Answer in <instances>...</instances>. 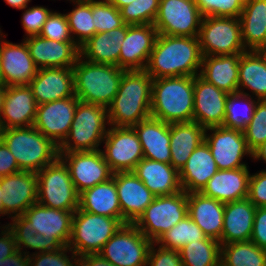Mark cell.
<instances>
[{"label":"cell","mask_w":266,"mask_h":266,"mask_svg":"<svg viewBox=\"0 0 266 266\" xmlns=\"http://www.w3.org/2000/svg\"><path fill=\"white\" fill-rule=\"evenodd\" d=\"M33 229L42 235L56 238L64 247L71 237L72 211L49 208L38 202L31 205L23 214Z\"/></svg>","instance_id":"25"},{"label":"cell","mask_w":266,"mask_h":266,"mask_svg":"<svg viewBox=\"0 0 266 266\" xmlns=\"http://www.w3.org/2000/svg\"><path fill=\"white\" fill-rule=\"evenodd\" d=\"M147 266H183V264L179 251L164 248L153 242L149 250Z\"/></svg>","instance_id":"51"},{"label":"cell","mask_w":266,"mask_h":266,"mask_svg":"<svg viewBox=\"0 0 266 266\" xmlns=\"http://www.w3.org/2000/svg\"><path fill=\"white\" fill-rule=\"evenodd\" d=\"M101 148L113 173L133 172L144 158L142 146L133 127L109 126Z\"/></svg>","instance_id":"13"},{"label":"cell","mask_w":266,"mask_h":266,"mask_svg":"<svg viewBox=\"0 0 266 266\" xmlns=\"http://www.w3.org/2000/svg\"><path fill=\"white\" fill-rule=\"evenodd\" d=\"M74 6L65 13L74 42L80 47L95 34L92 0H67Z\"/></svg>","instance_id":"41"},{"label":"cell","mask_w":266,"mask_h":266,"mask_svg":"<svg viewBox=\"0 0 266 266\" xmlns=\"http://www.w3.org/2000/svg\"><path fill=\"white\" fill-rule=\"evenodd\" d=\"M6 225L14 234L17 250L26 255L54 251L64 247L56 238L37 233L23 215L11 218V222ZM28 249H33L35 252L30 253Z\"/></svg>","instance_id":"38"},{"label":"cell","mask_w":266,"mask_h":266,"mask_svg":"<svg viewBox=\"0 0 266 266\" xmlns=\"http://www.w3.org/2000/svg\"><path fill=\"white\" fill-rule=\"evenodd\" d=\"M0 86H5V84H4V79H3V76H2V69H1V66H0Z\"/></svg>","instance_id":"64"},{"label":"cell","mask_w":266,"mask_h":266,"mask_svg":"<svg viewBox=\"0 0 266 266\" xmlns=\"http://www.w3.org/2000/svg\"><path fill=\"white\" fill-rule=\"evenodd\" d=\"M223 266H266V250L251 240L221 245Z\"/></svg>","instance_id":"39"},{"label":"cell","mask_w":266,"mask_h":266,"mask_svg":"<svg viewBox=\"0 0 266 266\" xmlns=\"http://www.w3.org/2000/svg\"><path fill=\"white\" fill-rule=\"evenodd\" d=\"M22 10H24L21 17V24L25 32L24 39L39 35L47 17L53 11L43 5L26 7Z\"/></svg>","instance_id":"50"},{"label":"cell","mask_w":266,"mask_h":266,"mask_svg":"<svg viewBox=\"0 0 266 266\" xmlns=\"http://www.w3.org/2000/svg\"><path fill=\"white\" fill-rule=\"evenodd\" d=\"M0 34V66L5 86L28 85L36 76L35 66L28 46L23 39L21 43L5 40L7 34Z\"/></svg>","instance_id":"18"},{"label":"cell","mask_w":266,"mask_h":266,"mask_svg":"<svg viewBox=\"0 0 266 266\" xmlns=\"http://www.w3.org/2000/svg\"><path fill=\"white\" fill-rule=\"evenodd\" d=\"M0 266H30L29 255L17 250L11 256L1 259Z\"/></svg>","instance_id":"57"},{"label":"cell","mask_w":266,"mask_h":266,"mask_svg":"<svg viewBox=\"0 0 266 266\" xmlns=\"http://www.w3.org/2000/svg\"><path fill=\"white\" fill-rule=\"evenodd\" d=\"M132 127L140 140L144 158L170 163V124L149 117Z\"/></svg>","instance_id":"29"},{"label":"cell","mask_w":266,"mask_h":266,"mask_svg":"<svg viewBox=\"0 0 266 266\" xmlns=\"http://www.w3.org/2000/svg\"><path fill=\"white\" fill-rule=\"evenodd\" d=\"M133 172L155 196L174 195L182 191L179 171L171 163L143 158Z\"/></svg>","instance_id":"28"},{"label":"cell","mask_w":266,"mask_h":266,"mask_svg":"<svg viewBox=\"0 0 266 266\" xmlns=\"http://www.w3.org/2000/svg\"><path fill=\"white\" fill-rule=\"evenodd\" d=\"M228 95L200 75L194 76L193 122L205 128L223 126Z\"/></svg>","instance_id":"20"},{"label":"cell","mask_w":266,"mask_h":266,"mask_svg":"<svg viewBox=\"0 0 266 266\" xmlns=\"http://www.w3.org/2000/svg\"><path fill=\"white\" fill-rule=\"evenodd\" d=\"M10 7L22 10L29 6L31 0H4Z\"/></svg>","instance_id":"59"},{"label":"cell","mask_w":266,"mask_h":266,"mask_svg":"<svg viewBox=\"0 0 266 266\" xmlns=\"http://www.w3.org/2000/svg\"><path fill=\"white\" fill-rule=\"evenodd\" d=\"M5 94H6V86H0V116L3 109Z\"/></svg>","instance_id":"61"},{"label":"cell","mask_w":266,"mask_h":266,"mask_svg":"<svg viewBox=\"0 0 266 266\" xmlns=\"http://www.w3.org/2000/svg\"><path fill=\"white\" fill-rule=\"evenodd\" d=\"M160 0H134L120 9L125 24H153Z\"/></svg>","instance_id":"45"},{"label":"cell","mask_w":266,"mask_h":266,"mask_svg":"<svg viewBox=\"0 0 266 266\" xmlns=\"http://www.w3.org/2000/svg\"><path fill=\"white\" fill-rule=\"evenodd\" d=\"M194 77L178 76L153 79L151 117L163 122H193Z\"/></svg>","instance_id":"3"},{"label":"cell","mask_w":266,"mask_h":266,"mask_svg":"<svg viewBox=\"0 0 266 266\" xmlns=\"http://www.w3.org/2000/svg\"><path fill=\"white\" fill-rule=\"evenodd\" d=\"M238 92L266 100V64L255 51L240 54Z\"/></svg>","instance_id":"36"},{"label":"cell","mask_w":266,"mask_h":266,"mask_svg":"<svg viewBox=\"0 0 266 266\" xmlns=\"http://www.w3.org/2000/svg\"><path fill=\"white\" fill-rule=\"evenodd\" d=\"M183 266H219L221 264V244L206 237L204 240L186 244L179 250Z\"/></svg>","instance_id":"40"},{"label":"cell","mask_w":266,"mask_h":266,"mask_svg":"<svg viewBox=\"0 0 266 266\" xmlns=\"http://www.w3.org/2000/svg\"><path fill=\"white\" fill-rule=\"evenodd\" d=\"M206 128L196 122L170 124V163L178 171L205 140Z\"/></svg>","instance_id":"35"},{"label":"cell","mask_w":266,"mask_h":266,"mask_svg":"<svg viewBox=\"0 0 266 266\" xmlns=\"http://www.w3.org/2000/svg\"><path fill=\"white\" fill-rule=\"evenodd\" d=\"M21 171L13 154L0 139V178Z\"/></svg>","instance_id":"54"},{"label":"cell","mask_w":266,"mask_h":266,"mask_svg":"<svg viewBox=\"0 0 266 266\" xmlns=\"http://www.w3.org/2000/svg\"><path fill=\"white\" fill-rule=\"evenodd\" d=\"M122 217L134 224L156 197L134 172L113 173Z\"/></svg>","instance_id":"21"},{"label":"cell","mask_w":266,"mask_h":266,"mask_svg":"<svg viewBox=\"0 0 266 266\" xmlns=\"http://www.w3.org/2000/svg\"><path fill=\"white\" fill-rule=\"evenodd\" d=\"M127 32V24L108 32L96 33L79 47L80 57L91 63L119 67L121 44Z\"/></svg>","instance_id":"32"},{"label":"cell","mask_w":266,"mask_h":266,"mask_svg":"<svg viewBox=\"0 0 266 266\" xmlns=\"http://www.w3.org/2000/svg\"><path fill=\"white\" fill-rule=\"evenodd\" d=\"M79 209L91 214L118 218L125 224L113 177L80 193Z\"/></svg>","instance_id":"34"},{"label":"cell","mask_w":266,"mask_h":266,"mask_svg":"<svg viewBox=\"0 0 266 266\" xmlns=\"http://www.w3.org/2000/svg\"><path fill=\"white\" fill-rule=\"evenodd\" d=\"M158 32L153 24L128 25L119 56V68L145 70Z\"/></svg>","instance_id":"19"},{"label":"cell","mask_w":266,"mask_h":266,"mask_svg":"<svg viewBox=\"0 0 266 266\" xmlns=\"http://www.w3.org/2000/svg\"><path fill=\"white\" fill-rule=\"evenodd\" d=\"M17 251L16 241L13 232L6 224L0 228V261L11 256Z\"/></svg>","instance_id":"55"},{"label":"cell","mask_w":266,"mask_h":266,"mask_svg":"<svg viewBox=\"0 0 266 266\" xmlns=\"http://www.w3.org/2000/svg\"><path fill=\"white\" fill-rule=\"evenodd\" d=\"M204 141L208 144L219 170L249 167L243 159L245 156L252 158V152L247 147L242 130L223 126L208 127Z\"/></svg>","instance_id":"14"},{"label":"cell","mask_w":266,"mask_h":266,"mask_svg":"<svg viewBox=\"0 0 266 266\" xmlns=\"http://www.w3.org/2000/svg\"><path fill=\"white\" fill-rule=\"evenodd\" d=\"M206 237L201 228L187 215L165 232L156 243L164 248L179 251L186 244L204 240Z\"/></svg>","instance_id":"43"},{"label":"cell","mask_w":266,"mask_h":266,"mask_svg":"<svg viewBox=\"0 0 266 266\" xmlns=\"http://www.w3.org/2000/svg\"><path fill=\"white\" fill-rule=\"evenodd\" d=\"M28 85L37 105L75 96L73 68H40Z\"/></svg>","instance_id":"23"},{"label":"cell","mask_w":266,"mask_h":266,"mask_svg":"<svg viewBox=\"0 0 266 266\" xmlns=\"http://www.w3.org/2000/svg\"><path fill=\"white\" fill-rule=\"evenodd\" d=\"M187 216V193L156 196L134 225L152 242Z\"/></svg>","instance_id":"10"},{"label":"cell","mask_w":266,"mask_h":266,"mask_svg":"<svg viewBox=\"0 0 266 266\" xmlns=\"http://www.w3.org/2000/svg\"><path fill=\"white\" fill-rule=\"evenodd\" d=\"M239 20L245 49L255 51L266 31V0H245Z\"/></svg>","instance_id":"37"},{"label":"cell","mask_w":266,"mask_h":266,"mask_svg":"<svg viewBox=\"0 0 266 266\" xmlns=\"http://www.w3.org/2000/svg\"><path fill=\"white\" fill-rule=\"evenodd\" d=\"M255 212L256 207L248 198L225 203L220 244L251 240Z\"/></svg>","instance_id":"31"},{"label":"cell","mask_w":266,"mask_h":266,"mask_svg":"<svg viewBox=\"0 0 266 266\" xmlns=\"http://www.w3.org/2000/svg\"><path fill=\"white\" fill-rule=\"evenodd\" d=\"M202 56L242 54L241 23L234 17H203L198 34Z\"/></svg>","instance_id":"9"},{"label":"cell","mask_w":266,"mask_h":266,"mask_svg":"<svg viewBox=\"0 0 266 266\" xmlns=\"http://www.w3.org/2000/svg\"><path fill=\"white\" fill-rule=\"evenodd\" d=\"M37 104L29 85L6 86L0 129L33 126Z\"/></svg>","instance_id":"24"},{"label":"cell","mask_w":266,"mask_h":266,"mask_svg":"<svg viewBox=\"0 0 266 266\" xmlns=\"http://www.w3.org/2000/svg\"><path fill=\"white\" fill-rule=\"evenodd\" d=\"M79 101L72 96L37 105L34 128L59 147L70 131Z\"/></svg>","instance_id":"17"},{"label":"cell","mask_w":266,"mask_h":266,"mask_svg":"<svg viewBox=\"0 0 266 266\" xmlns=\"http://www.w3.org/2000/svg\"><path fill=\"white\" fill-rule=\"evenodd\" d=\"M152 81L145 70L124 72L116 96L107 107L110 126L132 127L151 117Z\"/></svg>","instance_id":"2"},{"label":"cell","mask_w":266,"mask_h":266,"mask_svg":"<svg viewBox=\"0 0 266 266\" xmlns=\"http://www.w3.org/2000/svg\"><path fill=\"white\" fill-rule=\"evenodd\" d=\"M39 36L59 42H74L65 13L56 10L47 17Z\"/></svg>","instance_id":"48"},{"label":"cell","mask_w":266,"mask_h":266,"mask_svg":"<svg viewBox=\"0 0 266 266\" xmlns=\"http://www.w3.org/2000/svg\"><path fill=\"white\" fill-rule=\"evenodd\" d=\"M29 258L30 266H78V256L68 247L30 254Z\"/></svg>","instance_id":"49"},{"label":"cell","mask_w":266,"mask_h":266,"mask_svg":"<svg viewBox=\"0 0 266 266\" xmlns=\"http://www.w3.org/2000/svg\"><path fill=\"white\" fill-rule=\"evenodd\" d=\"M37 187V172L19 171L0 178L3 216L11 219L22 215L37 203Z\"/></svg>","instance_id":"16"},{"label":"cell","mask_w":266,"mask_h":266,"mask_svg":"<svg viewBox=\"0 0 266 266\" xmlns=\"http://www.w3.org/2000/svg\"><path fill=\"white\" fill-rule=\"evenodd\" d=\"M243 133L251 152L266 141V100H258L253 117Z\"/></svg>","instance_id":"46"},{"label":"cell","mask_w":266,"mask_h":266,"mask_svg":"<svg viewBox=\"0 0 266 266\" xmlns=\"http://www.w3.org/2000/svg\"><path fill=\"white\" fill-rule=\"evenodd\" d=\"M92 17L95 34L108 32L125 24L120 10L107 0H92Z\"/></svg>","instance_id":"44"},{"label":"cell","mask_w":266,"mask_h":266,"mask_svg":"<svg viewBox=\"0 0 266 266\" xmlns=\"http://www.w3.org/2000/svg\"><path fill=\"white\" fill-rule=\"evenodd\" d=\"M35 66L40 68H73L80 56L75 42H59L39 35L24 39Z\"/></svg>","instance_id":"22"},{"label":"cell","mask_w":266,"mask_h":266,"mask_svg":"<svg viewBox=\"0 0 266 266\" xmlns=\"http://www.w3.org/2000/svg\"><path fill=\"white\" fill-rule=\"evenodd\" d=\"M152 241L134 224H123L99 254L116 266H147Z\"/></svg>","instance_id":"11"},{"label":"cell","mask_w":266,"mask_h":266,"mask_svg":"<svg viewBox=\"0 0 266 266\" xmlns=\"http://www.w3.org/2000/svg\"><path fill=\"white\" fill-rule=\"evenodd\" d=\"M218 170L208 144L202 142L179 170L182 190L187 194L200 192Z\"/></svg>","instance_id":"30"},{"label":"cell","mask_w":266,"mask_h":266,"mask_svg":"<svg viewBox=\"0 0 266 266\" xmlns=\"http://www.w3.org/2000/svg\"><path fill=\"white\" fill-rule=\"evenodd\" d=\"M58 153L67 164L72 182L79 194L113 177L101 149Z\"/></svg>","instance_id":"15"},{"label":"cell","mask_w":266,"mask_h":266,"mask_svg":"<svg viewBox=\"0 0 266 266\" xmlns=\"http://www.w3.org/2000/svg\"><path fill=\"white\" fill-rule=\"evenodd\" d=\"M0 139L21 171L39 172L58 156V146L34 126L0 129Z\"/></svg>","instance_id":"5"},{"label":"cell","mask_w":266,"mask_h":266,"mask_svg":"<svg viewBox=\"0 0 266 266\" xmlns=\"http://www.w3.org/2000/svg\"><path fill=\"white\" fill-rule=\"evenodd\" d=\"M257 172L249 178L247 198L256 208L266 207V169Z\"/></svg>","instance_id":"52"},{"label":"cell","mask_w":266,"mask_h":266,"mask_svg":"<svg viewBox=\"0 0 266 266\" xmlns=\"http://www.w3.org/2000/svg\"><path fill=\"white\" fill-rule=\"evenodd\" d=\"M250 176L249 167L218 170L200 193L224 204L245 199L248 195Z\"/></svg>","instance_id":"26"},{"label":"cell","mask_w":266,"mask_h":266,"mask_svg":"<svg viewBox=\"0 0 266 266\" xmlns=\"http://www.w3.org/2000/svg\"><path fill=\"white\" fill-rule=\"evenodd\" d=\"M37 202L43 206L72 211L79 208V193L72 182L69 168L58 156L37 172Z\"/></svg>","instance_id":"8"},{"label":"cell","mask_w":266,"mask_h":266,"mask_svg":"<svg viewBox=\"0 0 266 266\" xmlns=\"http://www.w3.org/2000/svg\"><path fill=\"white\" fill-rule=\"evenodd\" d=\"M257 102V99L240 92L229 94L223 127L243 131L253 117Z\"/></svg>","instance_id":"42"},{"label":"cell","mask_w":266,"mask_h":266,"mask_svg":"<svg viewBox=\"0 0 266 266\" xmlns=\"http://www.w3.org/2000/svg\"><path fill=\"white\" fill-rule=\"evenodd\" d=\"M125 71L115 65L91 63L79 56L73 66L75 96L81 102L107 108Z\"/></svg>","instance_id":"4"},{"label":"cell","mask_w":266,"mask_h":266,"mask_svg":"<svg viewBox=\"0 0 266 266\" xmlns=\"http://www.w3.org/2000/svg\"><path fill=\"white\" fill-rule=\"evenodd\" d=\"M251 241L266 250V207L256 208Z\"/></svg>","instance_id":"53"},{"label":"cell","mask_w":266,"mask_h":266,"mask_svg":"<svg viewBox=\"0 0 266 266\" xmlns=\"http://www.w3.org/2000/svg\"><path fill=\"white\" fill-rule=\"evenodd\" d=\"M255 52H257L260 57L263 59V61L266 64V49H256Z\"/></svg>","instance_id":"62"},{"label":"cell","mask_w":266,"mask_h":266,"mask_svg":"<svg viewBox=\"0 0 266 266\" xmlns=\"http://www.w3.org/2000/svg\"><path fill=\"white\" fill-rule=\"evenodd\" d=\"M252 161H263L266 164V141L252 152Z\"/></svg>","instance_id":"58"},{"label":"cell","mask_w":266,"mask_h":266,"mask_svg":"<svg viewBox=\"0 0 266 266\" xmlns=\"http://www.w3.org/2000/svg\"><path fill=\"white\" fill-rule=\"evenodd\" d=\"M1 188H0V218L3 217L2 204H1Z\"/></svg>","instance_id":"65"},{"label":"cell","mask_w":266,"mask_h":266,"mask_svg":"<svg viewBox=\"0 0 266 266\" xmlns=\"http://www.w3.org/2000/svg\"><path fill=\"white\" fill-rule=\"evenodd\" d=\"M202 19L195 0H160L153 25L158 34L196 37Z\"/></svg>","instance_id":"12"},{"label":"cell","mask_w":266,"mask_h":266,"mask_svg":"<svg viewBox=\"0 0 266 266\" xmlns=\"http://www.w3.org/2000/svg\"><path fill=\"white\" fill-rule=\"evenodd\" d=\"M124 223L118 218L91 214L79 208L73 213L68 248L78 257L99 253Z\"/></svg>","instance_id":"7"},{"label":"cell","mask_w":266,"mask_h":266,"mask_svg":"<svg viewBox=\"0 0 266 266\" xmlns=\"http://www.w3.org/2000/svg\"><path fill=\"white\" fill-rule=\"evenodd\" d=\"M240 54L202 56L199 75L207 82L226 92H238Z\"/></svg>","instance_id":"33"},{"label":"cell","mask_w":266,"mask_h":266,"mask_svg":"<svg viewBox=\"0 0 266 266\" xmlns=\"http://www.w3.org/2000/svg\"><path fill=\"white\" fill-rule=\"evenodd\" d=\"M257 49H266V31L261 45Z\"/></svg>","instance_id":"63"},{"label":"cell","mask_w":266,"mask_h":266,"mask_svg":"<svg viewBox=\"0 0 266 266\" xmlns=\"http://www.w3.org/2000/svg\"><path fill=\"white\" fill-rule=\"evenodd\" d=\"M134 0H109L111 4H113L118 10H120L122 7L129 5Z\"/></svg>","instance_id":"60"},{"label":"cell","mask_w":266,"mask_h":266,"mask_svg":"<svg viewBox=\"0 0 266 266\" xmlns=\"http://www.w3.org/2000/svg\"><path fill=\"white\" fill-rule=\"evenodd\" d=\"M202 64L198 36L158 34L145 71L153 78L196 76Z\"/></svg>","instance_id":"1"},{"label":"cell","mask_w":266,"mask_h":266,"mask_svg":"<svg viewBox=\"0 0 266 266\" xmlns=\"http://www.w3.org/2000/svg\"><path fill=\"white\" fill-rule=\"evenodd\" d=\"M225 204L202 195L200 192L187 194V215L209 237L221 241Z\"/></svg>","instance_id":"27"},{"label":"cell","mask_w":266,"mask_h":266,"mask_svg":"<svg viewBox=\"0 0 266 266\" xmlns=\"http://www.w3.org/2000/svg\"><path fill=\"white\" fill-rule=\"evenodd\" d=\"M203 17H234L239 18L245 0H195Z\"/></svg>","instance_id":"47"},{"label":"cell","mask_w":266,"mask_h":266,"mask_svg":"<svg viewBox=\"0 0 266 266\" xmlns=\"http://www.w3.org/2000/svg\"><path fill=\"white\" fill-rule=\"evenodd\" d=\"M107 108L79 101L70 131L58 152L94 151L101 148L109 129Z\"/></svg>","instance_id":"6"},{"label":"cell","mask_w":266,"mask_h":266,"mask_svg":"<svg viewBox=\"0 0 266 266\" xmlns=\"http://www.w3.org/2000/svg\"><path fill=\"white\" fill-rule=\"evenodd\" d=\"M78 266H116L104 259L99 253L85 254L78 257Z\"/></svg>","instance_id":"56"}]
</instances>
